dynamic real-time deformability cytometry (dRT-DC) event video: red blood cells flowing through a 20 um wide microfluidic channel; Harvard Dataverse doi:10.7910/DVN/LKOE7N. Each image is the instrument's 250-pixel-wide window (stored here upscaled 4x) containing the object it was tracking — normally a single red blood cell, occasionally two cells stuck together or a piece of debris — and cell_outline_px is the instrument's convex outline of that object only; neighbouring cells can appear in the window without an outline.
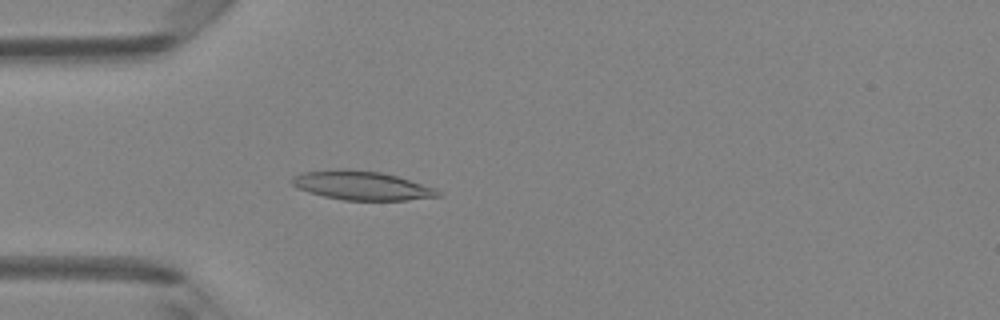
{"species": "Egyptian fruit bat (a non-hibernating species)", "species_latin": "Rousettus aegyptiacus", "temperature_condition": "room temperature", "stored_images_in_passage": 48, "camera_frame_rate_fps": 3000, "um_per_image_px": 0.085, "animal": {"sex": "female"}, "frame": {"image": 1, "passage_image": 14, "time_ms": 4.333, "image_size_px": [1000, 320], "cell_outline_px": [[440, 196], [408, 200], [344, 200], [324, 196], [308, 192], [292, 184], [292, 176], [304, 172], [344, 168], [348, 168], [380, 172], [396, 176], [436, 188], [440, 192]], "centroid_in_image_um": [30.75, 15.76], "position_along_channel_um": 54.3, "area_um2": 24.45}}
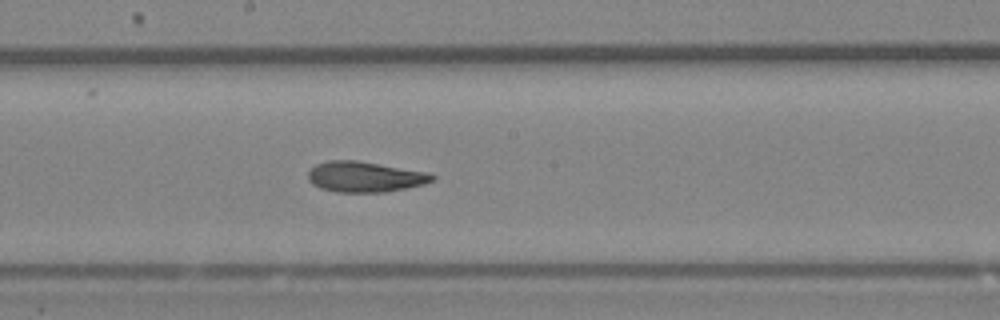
{"frame": {"image": 2, "passage_image": 26, "time_ms": 8.333, "image_size_px": [1000, 320], "cell_outline_px": [[436, 176], [432, 180], [424, 184], [384, 192], [336, 192], [320, 188], [312, 184], [308, 180], [308, 172], [316, 164], [328, 160], [356, 160], [424, 172]], "centroid_in_image_um": [30.94, 15.03], "position_along_channel_um": 217.3, "area_um2": 21.79}}
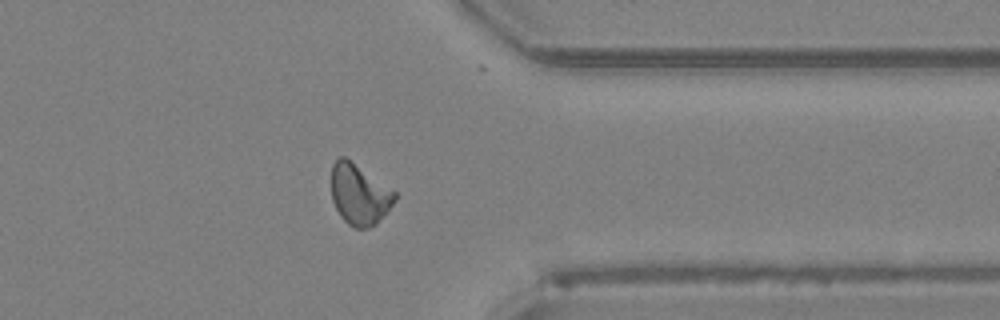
{"frame": {"image": 3, "passage_image": 38, "time_ms": 12.333, "image_size_px": [1000, 320], "cell_outline_px": [[396, 200], [388, 212], [376, 224], [368, 228], [356, 228], [348, 224], [340, 216], [332, 200], [332, 164], [340, 156], [344, 156], [396, 192]], "centroid_in_image_um": [30.55, 16.55], "position_along_channel_um": 380.8, "area_um2": 22.31}, "authors_computed_cell_mechanics": {"area_um2": 22.3686, "velocity_mm_per_s": 4.2646, "shape_relaxation_time_tau1_ms": 5.1793, "shape_relaxation_time_tau2_ms": 2.7185, "deformation_change_tau1": 0.1571, "deformation_change_tau2": 0.0937}}